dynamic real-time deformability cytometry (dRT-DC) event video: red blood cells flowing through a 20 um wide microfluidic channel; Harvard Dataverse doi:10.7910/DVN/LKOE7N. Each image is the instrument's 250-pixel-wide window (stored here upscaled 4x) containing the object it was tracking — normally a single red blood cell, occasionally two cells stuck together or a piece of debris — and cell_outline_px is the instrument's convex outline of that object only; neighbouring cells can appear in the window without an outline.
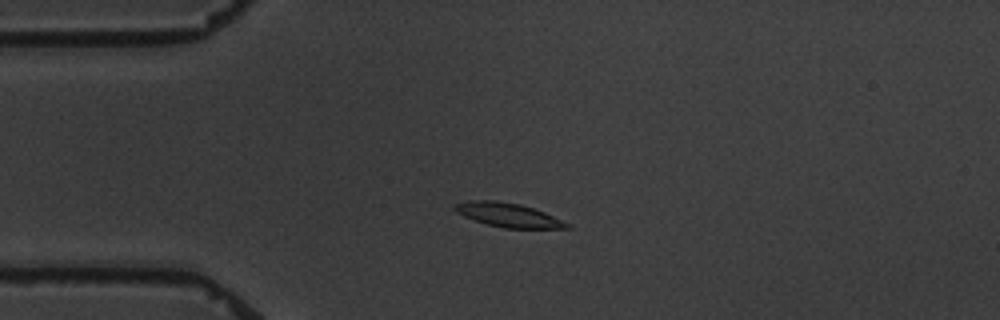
{"species": "common noctule bat (a hibernating species)", "species_latin": "Nyctalus noctula", "temperature_condition": "warm", "stored_images_in_passage": 6, "camera_frame_rate_fps": 3000, "um_per_image_px": 0.085, "animal": {"sex": "male", "body_mass_g": 19.5, "forearm_length_mm": 54.6}, "frame": {"image": 1, "passage_image": 2, "time_ms": 2.0, "image_size_px": [1000, 320], "cell_outline_px": [[572, 228], [504, 228], [484, 224], [472, 220], [456, 212], [452, 208], [452, 204], [468, 200], [496, 200], [520, 204], [544, 212], [572, 224]], "centroid_in_image_um": [43.15, 18.27], "position_along_channel_um": 41.8, "area_um2": 15.95}}
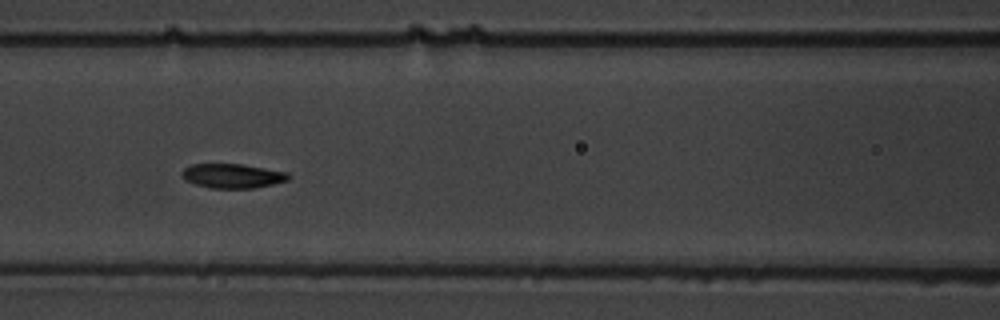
{"frame": {"image": 2, "passage_image": 5, "time_ms": 5.667, "image_size_px": [1000, 320], "cell_outline_px": [[292, 176], [288, 180], [272, 184], [252, 188], [212, 188], [196, 184], [184, 180], [180, 176], [180, 172], [184, 168], [192, 164], [240, 164], [288, 172]], "centroid_in_image_um": [19.74, 14.95], "position_along_channel_um": 146.9, "area_um2": 15.14}}
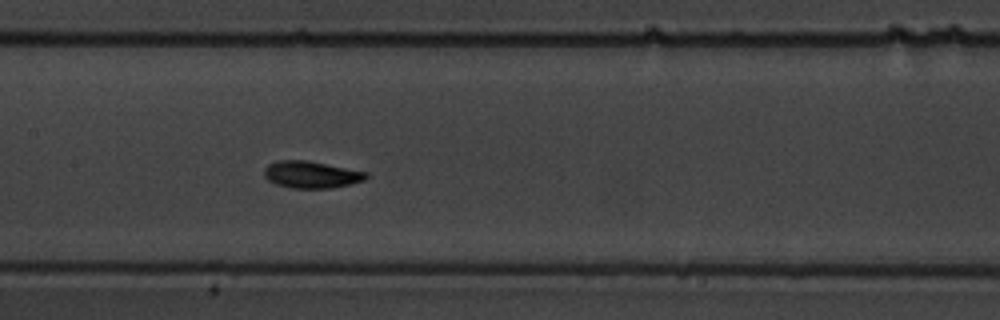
{"frame": {"image": 3, "passage_image": 6, "time_ms": 6.667, "image_size_px": [1000, 320], "cell_outline_px": [[368, 176], [364, 180], [332, 188], [292, 188], [276, 184], [268, 180], [264, 176], [264, 168], [268, 164], [280, 160], [308, 160], [368, 172]], "centroid_in_image_um": [26.45, 14.83], "position_along_channel_um": 181.0, "area_um2": 16.01}}